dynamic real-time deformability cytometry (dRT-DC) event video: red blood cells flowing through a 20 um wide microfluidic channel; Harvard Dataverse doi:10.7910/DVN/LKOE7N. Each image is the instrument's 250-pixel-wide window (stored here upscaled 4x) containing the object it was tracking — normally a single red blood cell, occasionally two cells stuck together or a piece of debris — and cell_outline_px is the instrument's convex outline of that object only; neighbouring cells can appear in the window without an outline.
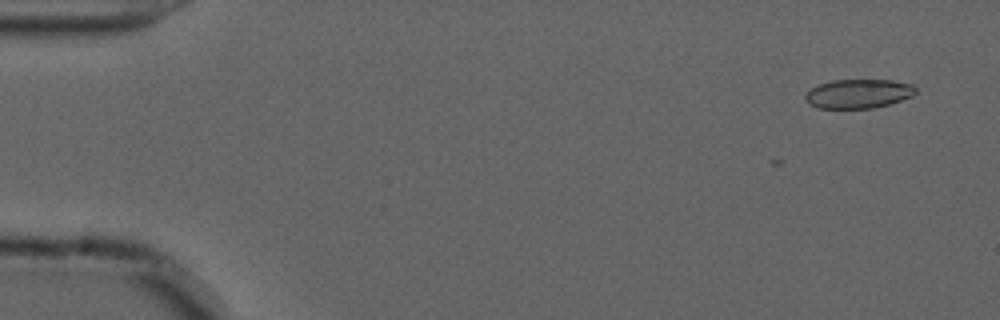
{"species": "common noctule bat (a hibernating species)", "species_latin": "Nyctalus noctula", "temperature_condition": "cold", "stored_images_in_passage": 4, "camera_frame_rate_fps": 3000, "um_per_image_px": 0.085, "animal": {"sex": "male", "forearm_length_mm": 52.5}, "frame": {"image": 1, "passage_image": 1, "time_ms": 0.0, "image_size_px": [1000, 320], "cell_outline_px": [[916, 92], [912, 96], [888, 104], [872, 108], [816, 108], [808, 104], [804, 100], [804, 96], [812, 88], [820, 84], [832, 80], [892, 80], [912, 84], [916, 88]], "centroid_in_image_um": [72.94, 7.96], "position_along_channel_um": 12.1, "area_um2": 18.67}}